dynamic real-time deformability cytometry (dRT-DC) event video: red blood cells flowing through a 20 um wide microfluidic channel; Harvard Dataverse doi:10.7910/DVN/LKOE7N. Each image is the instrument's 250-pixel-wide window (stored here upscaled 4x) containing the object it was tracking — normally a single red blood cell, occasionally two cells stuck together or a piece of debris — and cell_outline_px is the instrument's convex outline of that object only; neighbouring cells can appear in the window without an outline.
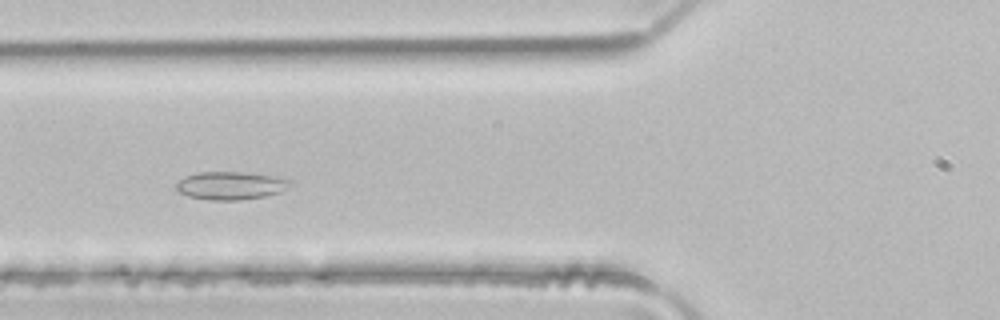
{"species": "common noctule bat (a hibernating species)", "species_latin": "Nyctalus noctula", "temperature_condition": "room temperature", "stored_images_in_passage": 40, "camera_frame_rate_fps": 3000, "um_per_image_px": 0.085, "animal": {"sex": "male", "body_mass_g": 21.5, "forearm_length_mm": 52.0}, "frame": {"image": 1, "passage_image": 9, "time_ms": 2.667, "image_size_px": [1000, 320], "cell_outline_px": [[292, 184], [288, 188], [280, 192], [264, 196], [240, 200], [208, 200], [188, 196], [180, 192], [176, 188], [176, 184], [184, 176], [200, 172], [244, 172], [284, 176], [292, 180]], "centroid_in_image_um": [19.68, 15.76], "position_along_channel_um": 106.1, "area_um2": 18.9}}
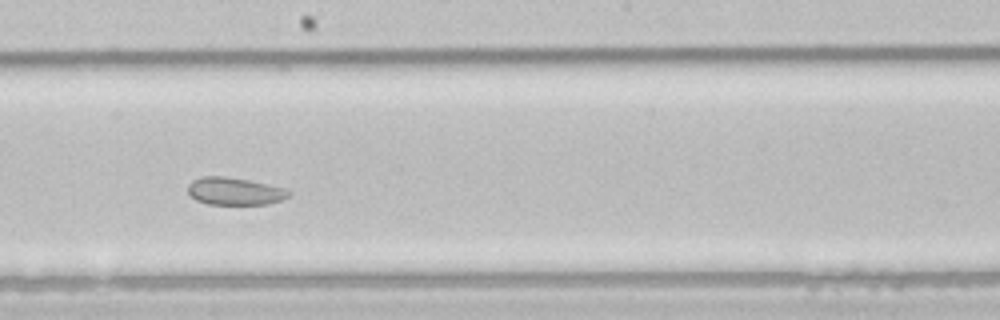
{"frame": {"image": 2, "passage_image": 18, "time_ms": 5.667, "image_size_px": [1000, 320], "cell_outline_px": [[292, 192], [288, 196], [280, 200], [268, 204], [208, 204], [196, 200], [188, 192], [188, 184], [192, 180], [200, 176], [224, 176], [248, 180], [288, 188]], "centroid_in_image_um": [19.95, 16.24], "position_along_channel_um": 228.2, "area_um2": 16.24}}
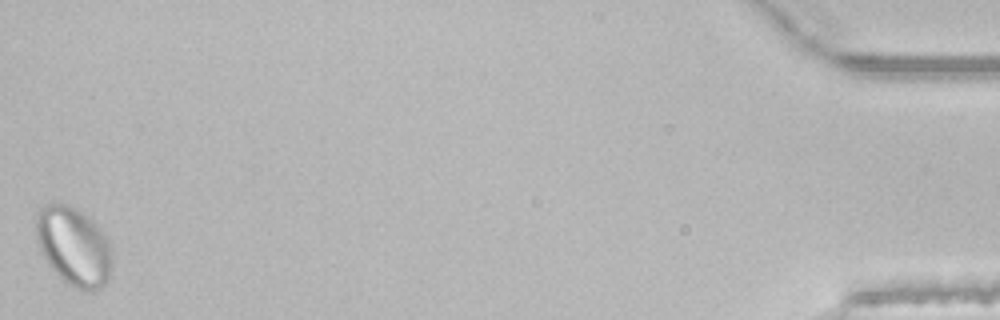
{"frame": {"image": 3, "passage_image": 40, "time_ms": 13.0, "image_size_px": [1000, 320], "cell_outline_px": [[112, 272], [108, 280], [96, 292], [76, 288], [64, 280], [48, 264], [36, 240], [36, 220], [40, 208], [44, 204], [52, 200], [76, 208], [88, 216], [104, 232], [112, 248]], "centroid_in_image_um": [6.29, 20.91], "position_along_channel_um": 428.9, "area_um2": 35.26}}